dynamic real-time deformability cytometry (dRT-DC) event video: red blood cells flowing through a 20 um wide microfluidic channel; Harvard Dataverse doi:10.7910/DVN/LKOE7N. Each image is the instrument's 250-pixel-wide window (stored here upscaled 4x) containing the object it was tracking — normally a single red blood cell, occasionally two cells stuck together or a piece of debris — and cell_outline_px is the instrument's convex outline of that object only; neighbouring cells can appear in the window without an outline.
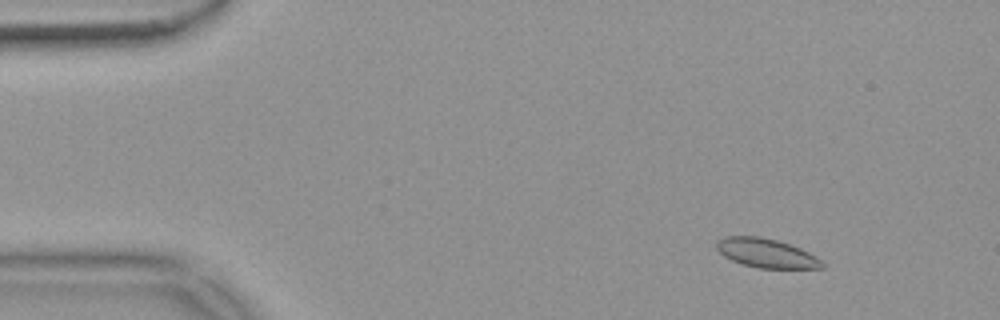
{"species": "common noctule bat (a hibernating species)", "species_latin": "Nyctalus noctula", "temperature_condition": "warm", "stored_images_in_passage": 56, "camera_frame_rate_fps": 3000, "um_per_image_px": 0.085, "animal": {"sex": "female", "body_mass_g": 18.4}, "frame": {"image": 1, "passage_image": 7, "time_ms": 2.0, "image_size_px": [1000, 320], "cell_outline_px": [[824, 268], [760, 268], [744, 264], [732, 260], [724, 256], [716, 248], [716, 240], [724, 236], [760, 236], [776, 240], [800, 248], [816, 256], [824, 264]], "centroid_in_image_um": [65.11, 21.5], "position_along_channel_um": 19.9, "area_um2": 17.74}}
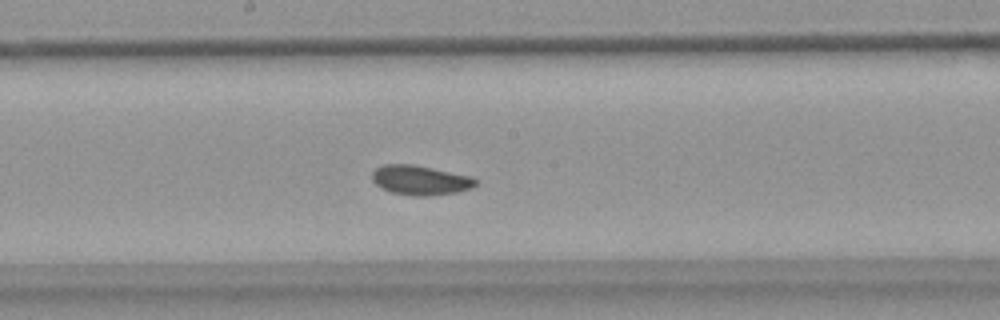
{"frame": {"image": 2, "passage_image": 30, "time_ms": 9.667, "image_size_px": [1000, 320], "cell_outline_px": [[480, 180], [472, 188], [456, 192], [428, 196], [416, 196], [392, 192], [380, 188], [372, 180], [372, 172], [376, 168], [384, 164], [412, 164], [472, 176]], "centroid_in_image_um": [35.74, 15.31], "position_along_channel_um": 212.5, "area_um2": 17.92}}
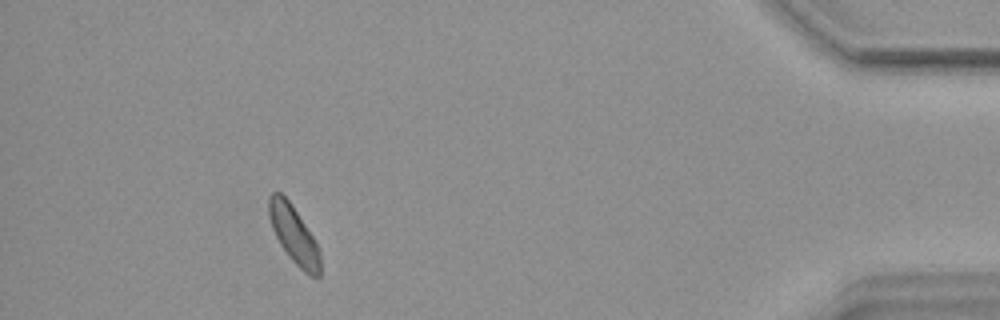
{"frame": {"image": 3, "passage_image": 51, "time_ms": 16.667, "image_size_px": [1000, 320], "cell_outline_px": [[320, 276], [312, 276], [304, 272], [288, 256], [280, 244], [272, 228], [268, 216], [268, 196], [272, 192], [280, 192], [288, 200], [312, 236], [320, 252]], "centroid_in_image_um": [24.94, 19.94], "position_along_channel_um": 410.3, "area_um2": 16.88}, "authors_computed_cell_mechanics": {"area_um2": 17.629, "velocity_mm_per_s": 3.6616, "shape_relaxation_time_tau1_ms": 9.4739, "shape_relaxation_time_tau2_ms": 1.3716, "deformation_change_tau1": 0.0964, "deformation_change_tau2": 0.0368}}